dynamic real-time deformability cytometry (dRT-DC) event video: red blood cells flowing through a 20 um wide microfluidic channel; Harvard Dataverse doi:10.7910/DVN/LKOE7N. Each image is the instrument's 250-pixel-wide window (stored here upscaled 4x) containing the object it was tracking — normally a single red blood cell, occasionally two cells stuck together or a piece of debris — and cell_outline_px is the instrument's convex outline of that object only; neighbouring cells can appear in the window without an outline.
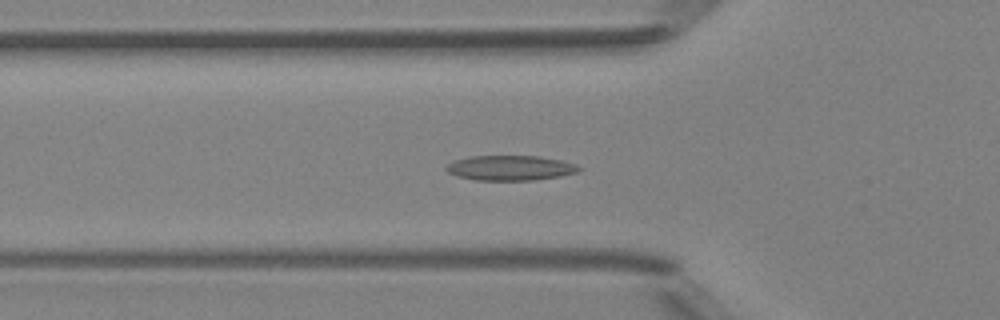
{"species": "Egyptian fruit bat (a non-hibernating species)", "species_latin": "Rousettus aegyptiacus", "temperature_condition": "room temperature", "stored_images_in_passage": 39, "camera_frame_rate_fps": 3000, "um_per_image_px": 0.085, "animal": {"sex": "female"}, "frame": {"image": 1, "passage_image": 7, "time_ms": 2.0, "image_size_px": [1000, 320], "cell_outline_px": [[584, 168], [576, 172], [560, 176], [532, 180], [476, 180], [460, 176], [448, 172], [444, 168], [448, 164], [456, 160], [468, 156], [540, 156], [560, 160], [576, 164]], "centroid_in_image_um": [43.4, 14.26], "position_along_channel_um": 82.4, "area_um2": 19.19}}
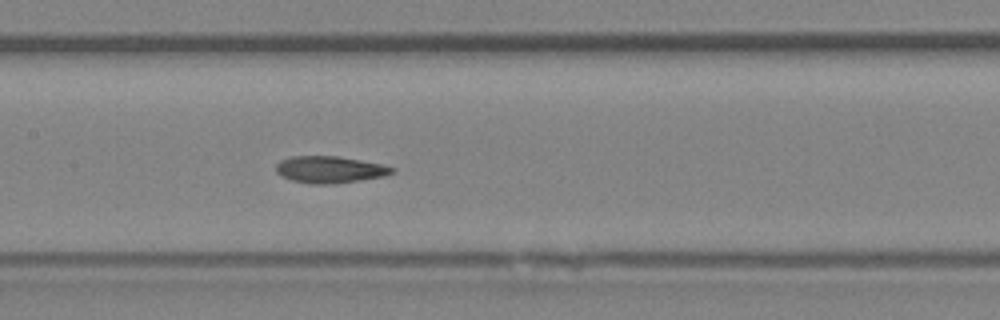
{"frame": {"image": 2, "passage_image": 14, "time_ms": 4.333, "image_size_px": [1000, 320], "cell_outline_px": [[396, 172], [384, 176], [332, 184], [312, 184], [292, 180], [276, 172], [276, 164], [280, 160], [292, 156], [336, 156], [384, 164], [396, 168]], "centroid_in_image_um": [28.06, 14.4], "position_along_channel_um": 179.3, "area_um2": 18.09}}
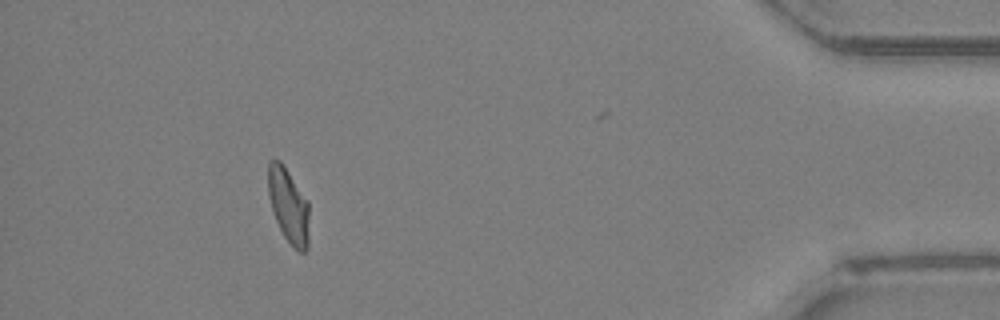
{"frame": {"image": 3, "passage_image": 35, "time_ms": 11.333, "image_size_px": [1000, 320], "cell_outline_px": [[308, 248], [304, 252], [300, 252], [292, 248], [284, 236], [272, 212], [268, 196], [268, 164], [272, 160], [280, 160], [308, 200]], "centroid_in_image_um": [24.52, 17.5], "position_along_channel_um": 410.7, "area_um2": 17.92}, "authors_computed_cell_mechanics": {"area_um2": 18.0336, "velocity_mm_per_s": 4.1727, "shape_relaxation_time_tau1_ms": null, "shape_relaxation_time_tau2_ms": 2.253, "deformation_change_tau1": null, "deformation_change_tau2": 0.0883}}